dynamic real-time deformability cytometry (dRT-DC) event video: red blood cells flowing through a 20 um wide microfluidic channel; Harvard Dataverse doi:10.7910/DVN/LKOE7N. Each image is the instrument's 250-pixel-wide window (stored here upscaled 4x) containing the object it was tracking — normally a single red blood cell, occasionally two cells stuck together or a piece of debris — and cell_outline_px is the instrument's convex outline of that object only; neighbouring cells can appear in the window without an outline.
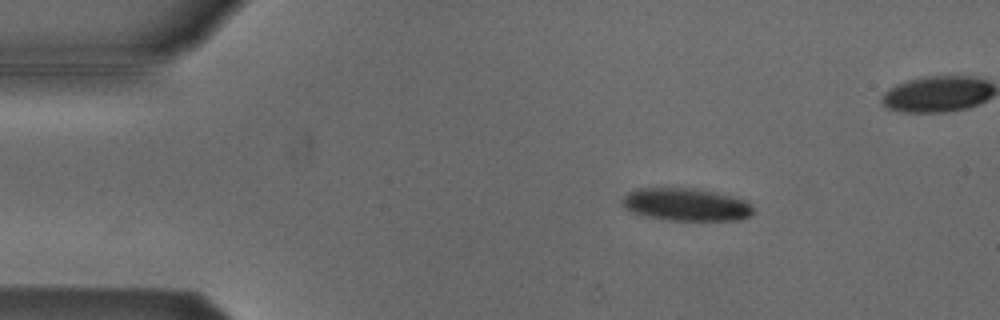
{"species": "Egyptian fruit bat (a non-hibernating species)", "species_latin": "Rousettus aegyptiacus", "temperature_condition": "cold", "stored_images_in_passage": 3, "camera_frame_rate_fps": 3000, "um_per_image_px": 0.085, "animal": {"sex": "male"}, "frame": {"image": 1, "passage_image": 3, "time_ms": 0.667, "image_size_px": [1000, 320], "cell_outline_px": [[756, 212], [752, 216], [740, 220], [668, 220], [648, 216], [632, 212], [624, 208], [620, 204], [620, 200], [628, 192], [640, 188], [692, 188], [712, 192], [744, 200], [752, 204]], "centroid_in_image_um": [58.32, 17.4], "position_along_channel_um": 26.7, "area_um2": 24.97}}